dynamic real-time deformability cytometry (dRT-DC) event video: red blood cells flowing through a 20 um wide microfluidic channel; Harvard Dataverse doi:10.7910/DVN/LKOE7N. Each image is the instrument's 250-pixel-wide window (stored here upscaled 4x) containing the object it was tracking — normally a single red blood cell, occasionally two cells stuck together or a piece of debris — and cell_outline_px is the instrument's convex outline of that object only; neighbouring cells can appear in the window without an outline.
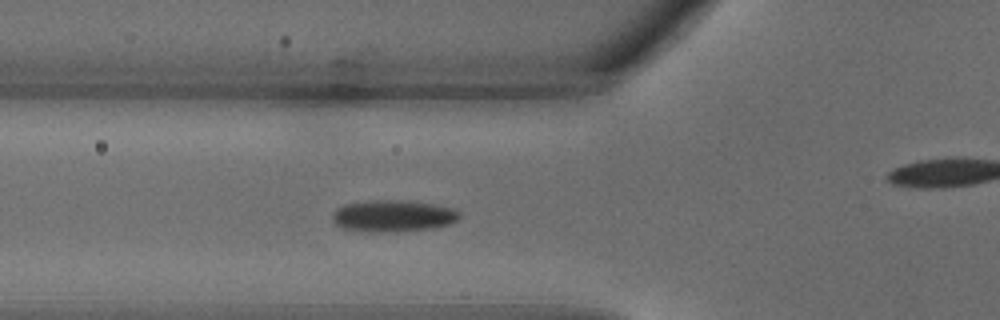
{"species": "common noctule bat (a hibernating species)", "species_latin": "Nyctalus noctula", "temperature_condition": "warm", "stored_images_in_passage": 25, "camera_frame_rate_fps": 3000, "um_per_image_px": 0.085, "animal": {"sex": "male", "body_mass_g": 18.8}, "frame": {"image": 1, "passage_image": 3, "time_ms": 0.667, "image_size_px": [1000, 320], "cell_outline_px": [[460, 216], [456, 220], [448, 224], [432, 228], [388, 232], [368, 232], [344, 228], [336, 224], [332, 220], [332, 212], [336, 208], [344, 204], [372, 200], [400, 200], [436, 204], [456, 208], [460, 212]], "centroid_in_image_um": [33.4, 18.34], "position_along_channel_um": 92.4, "area_um2": 23.58}}
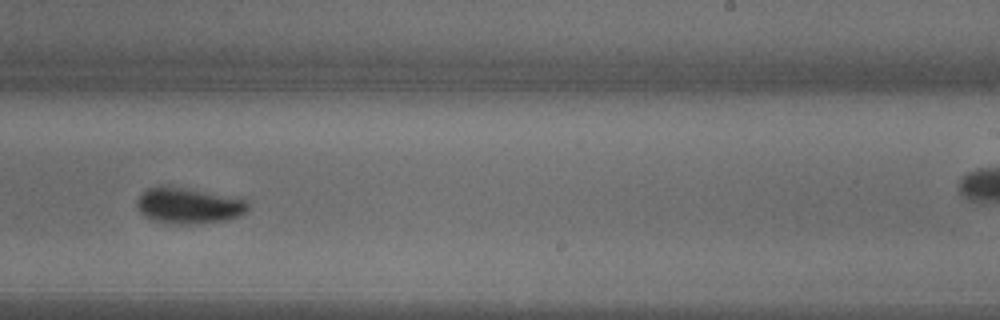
{"frame": {"image": 2, "passage_image": 12, "time_ms": 3.667, "image_size_px": [1000, 320], "cell_outline_px": [[248, 212], [240, 216], [224, 220], [192, 224], [168, 224], [152, 220], [144, 216], [140, 212], [136, 204], [136, 200], [148, 188], [160, 184], [168, 184], [248, 200]], "centroid_in_image_um": [16.0, 17.46], "position_along_channel_um": 273.0, "area_um2": 23.64}}
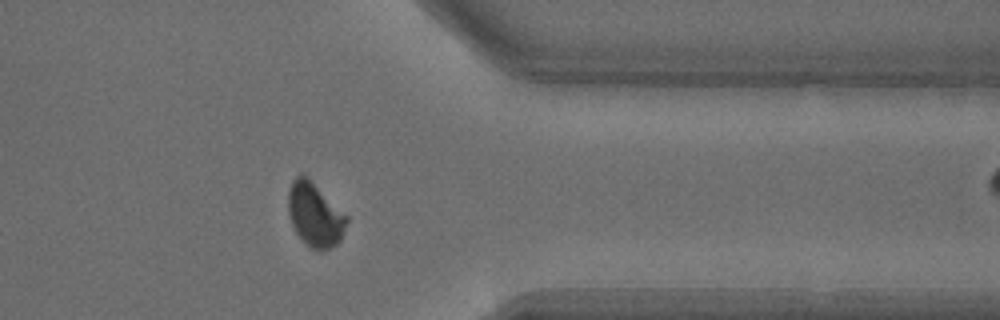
{"frame": {"image": 3, "passage_image": 18, "time_ms": 5.667, "image_size_px": [1000, 320], "cell_outline_px": [[348, 220], [340, 240], [336, 244], [320, 252], [304, 244], [296, 232], [292, 224], [288, 212], [288, 192], [292, 180], [296, 176], [308, 176], [348, 216]], "centroid_in_image_um": [26.76, 18.25], "position_along_channel_um": 384.6, "area_um2": 21.85}}